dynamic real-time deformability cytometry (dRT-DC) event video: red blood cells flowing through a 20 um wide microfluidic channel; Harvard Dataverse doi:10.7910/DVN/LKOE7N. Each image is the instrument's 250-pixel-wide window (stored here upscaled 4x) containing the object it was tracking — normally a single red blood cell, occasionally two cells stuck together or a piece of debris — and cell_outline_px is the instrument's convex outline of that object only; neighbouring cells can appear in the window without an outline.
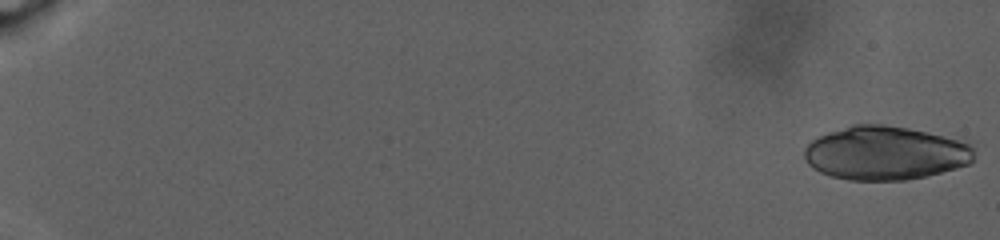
{"species": "human", "species_latin": "Homo sapiens", "temperature_condition": "warm", "stored_images_in_passage": 70, "camera_frame_rate_fps": 3000, "um_per_image_px": 0.085, "donor": {"sex": "male"}, "frame": {"image": 1, "passage_image": 1, "time_ms": 0.0, "image_size_px": [1000, 240], "cell_outline_px": [[972, 160], [968, 164], [956, 168], [924, 176], [904, 180], [848, 180], [832, 176], [820, 172], [812, 168], [808, 164], [804, 156], [804, 148], [812, 140], [828, 132], [852, 124], [884, 124], [908, 128], [956, 140], [968, 144], [972, 148]], "centroid_in_image_um": [75.17, 13.01], "position_along_channel_um": 9.8, "area_um2": 52.54}}
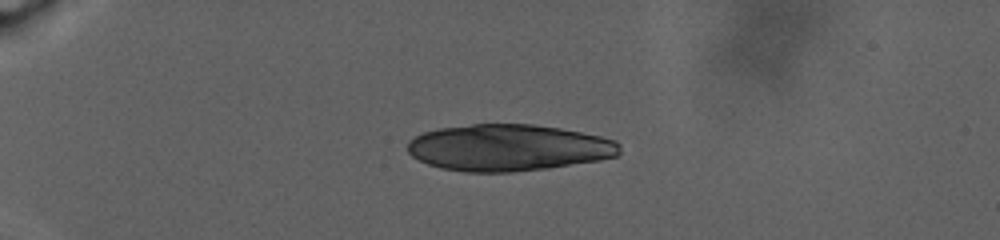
{"frame": {"image": 2, "passage_image": 22, "time_ms": 8.0, "image_size_px": [1000, 240], "cell_outline_px": [[620, 152], [616, 156], [600, 160], [548, 168], [512, 172], [464, 172], [440, 168], [428, 164], [412, 156], [408, 152], [408, 140], [424, 132], [440, 128], [472, 124], [532, 124], [560, 128], [600, 136], [616, 140], [620, 144]], "centroid_in_image_um": [43.22, 12.55], "position_along_channel_um": 41.8, "area_um2": 57.68}}
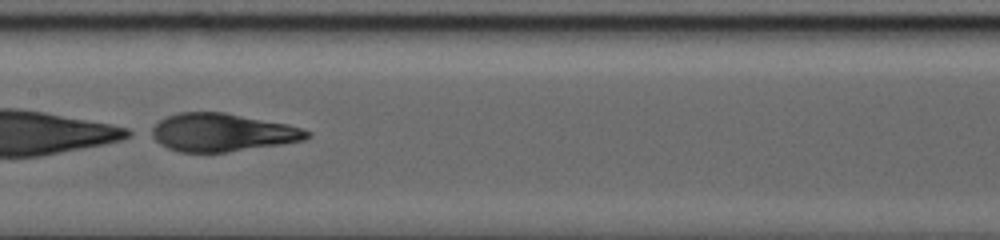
{"frame": {"image": 3, "passage_image": 39, "time_ms": 17.0, "image_size_px": [1000, 240], "cell_outline_px": [[312, 136], [304, 140], [280, 144], [228, 152], [180, 152], [168, 148], [160, 144], [148, 136], [144, 132], [160, 120], [168, 116], [180, 112], [224, 112], [288, 124], [312, 132]], "centroid_in_image_um": [18.82, 11.26], "position_along_channel_um": 188.6, "area_um2": 34.74}}